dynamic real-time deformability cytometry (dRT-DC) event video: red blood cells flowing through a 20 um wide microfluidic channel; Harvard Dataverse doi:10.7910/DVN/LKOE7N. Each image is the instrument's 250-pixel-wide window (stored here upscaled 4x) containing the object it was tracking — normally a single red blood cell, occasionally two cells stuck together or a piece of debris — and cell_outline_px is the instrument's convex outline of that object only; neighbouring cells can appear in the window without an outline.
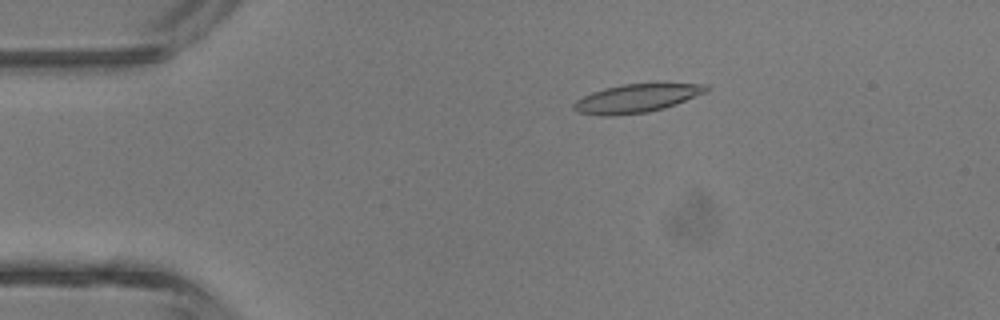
{"species": "common noctule bat (a hibernating species)", "species_latin": "Nyctalus noctula", "temperature_condition": "room temperature", "stored_images_in_passage": 43, "camera_frame_rate_fps": 3000, "um_per_image_px": 0.085, "animal": {"sex": "male", "body_mass_g": 13.3}, "frame": {"image": 1, "passage_image": 8, "time_ms": 2.333, "image_size_px": [1000, 320], "cell_outline_px": [[708, 92], [676, 104], [664, 108], [648, 112], [612, 116], [600, 116], [576, 112], [572, 108], [572, 104], [576, 100], [592, 92], [604, 88], [624, 84], [708, 84]], "centroid_in_image_um": [54.07, 8.37], "position_along_channel_um": 30.9, "area_um2": 21.96}}
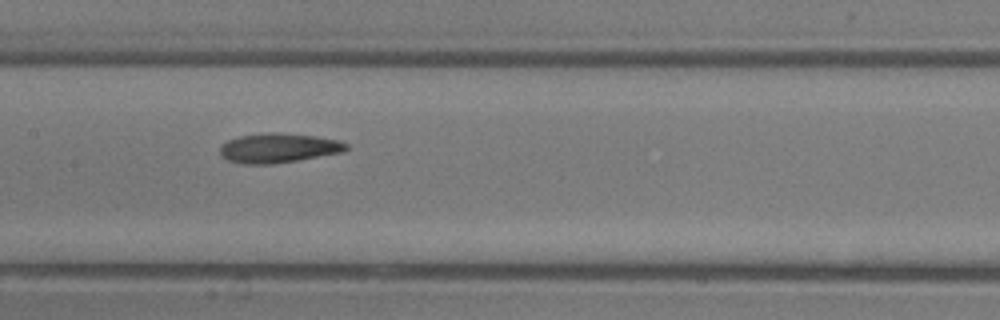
{"frame": {"image": 2, "passage_image": 21, "time_ms": 6.667, "image_size_px": [1000, 320], "cell_outline_px": [[348, 148], [344, 152], [272, 164], [244, 164], [228, 160], [220, 156], [220, 148], [228, 140], [240, 136], [268, 132], [276, 132], [316, 136], [336, 140], [348, 144]], "centroid_in_image_um": [23.66, 12.58], "position_along_channel_um": 183.7, "area_um2": 21.56}}
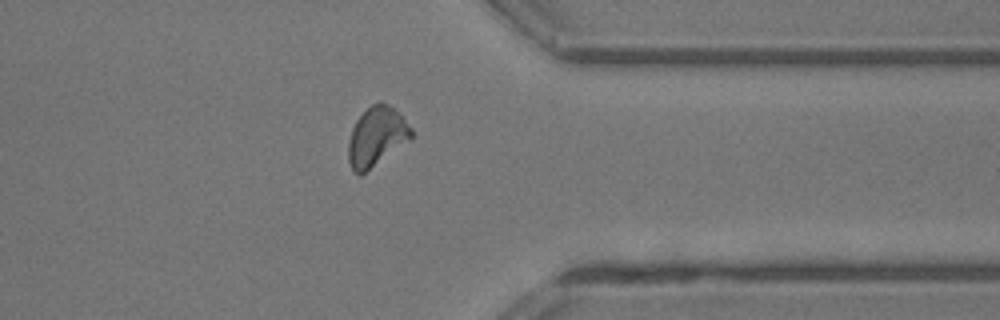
{"frame": {"image": 3, "passage_image": 34, "time_ms": 11.0, "image_size_px": [1000, 320], "cell_outline_px": [[412, 140], [360, 176], [352, 172], [348, 160], [348, 144], [352, 128], [356, 120], [372, 104], [380, 100], [388, 104], [412, 128]], "centroid_in_image_um": [32.0, 11.65], "position_along_channel_um": 379.4, "area_um2": 21.85}, "authors_computed_cell_mechanics": {"area_um2": 21.4438, "velocity_mm_per_s": 4.7186, "shape_relaxation_time_tau1_ms": 4.5253, "shape_relaxation_time_tau2_ms": 2.1163, "deformation_change_tau1": 0.1769, "deformation_change_tau2": 0.1018}}